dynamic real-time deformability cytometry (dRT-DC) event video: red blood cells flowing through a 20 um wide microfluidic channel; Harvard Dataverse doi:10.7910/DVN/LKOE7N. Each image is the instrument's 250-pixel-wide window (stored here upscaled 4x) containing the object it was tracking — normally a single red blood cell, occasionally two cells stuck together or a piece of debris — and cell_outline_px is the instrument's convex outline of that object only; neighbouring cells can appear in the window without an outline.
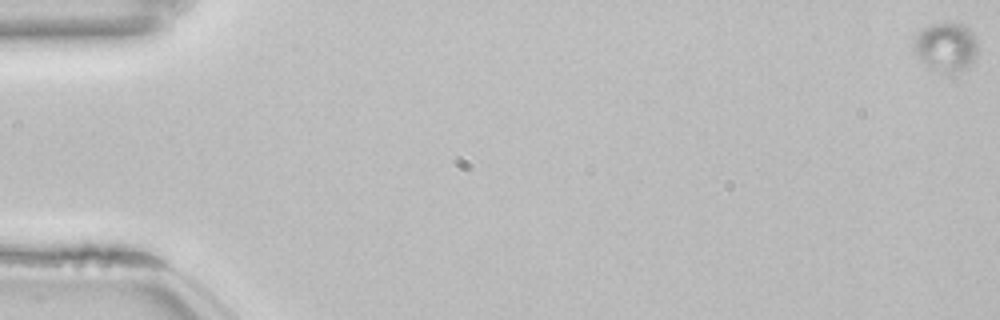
{"species": "common noctule bat (a hibernating species)", "species_latin": "Nyctalus noctula", "temperature_condition": "room temperature", "stored_images_in_passage": 13, "camera_frame_rate_fps": 3000, "um_per_image_px": 0.085, "animal": {"sex": "female", "body_mass_g": 22.7, "forearm_length_mm": 54.2}, "frame": {"image": 1, "passage_image": 1, "time_ms": 0.0, "image_size_px": [1000, 320], "cell_outline_px": [[976, 56], [972, 64], [968, 68], [956, 72], [944, 72], [932, 68], [924, 64], [912, 52], [912, 36], [920, 28], [932, 24], [960, 24], [968, 28], [972, 32], [976, 40]], "centroid_in_image_um": [80.33, 3.99], "position_along_channel_um": 4.7, "area_um2": 18.5}}